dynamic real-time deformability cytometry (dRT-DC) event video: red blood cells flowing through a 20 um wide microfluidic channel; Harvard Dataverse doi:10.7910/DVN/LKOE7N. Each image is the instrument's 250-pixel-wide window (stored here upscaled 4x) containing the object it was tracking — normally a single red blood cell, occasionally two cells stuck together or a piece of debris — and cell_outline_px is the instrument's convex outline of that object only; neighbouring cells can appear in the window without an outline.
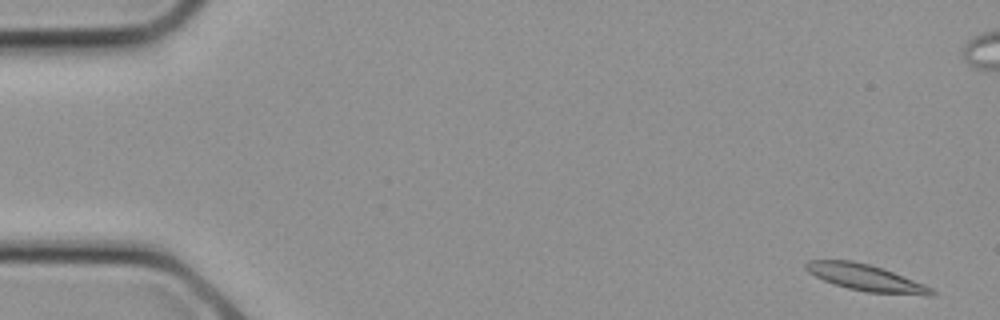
{"species": "common noctule bat (a hibernating species)", "species_latin": "Nyctalus noctula", "temperature_condition": "cold", "stored_images_in_passage": 13, "camera_frame_rate_fps": 3000, "um_per_image_px": 0.085, "animal": {"sex": "female", "body_mass_g": 21.9}, "frame": {"image": 1, "passage_image": 1, "time_ms": 0.0, "image_size_px": [1000, 320], "cell_outline_px": [[936, 296], [928, 296], [868, 292], [848, 288], [824, 280], [808, 272], [804, 268], [804, 264], [808, 260], [852, 260], [868, 264], [892, 272], [924, 284], [932, 288], [936, 292]], "centroid_in_image_um": [73.61, 23.61], "position_along_channel_um": 11.4, "area_um2": 19.25}}
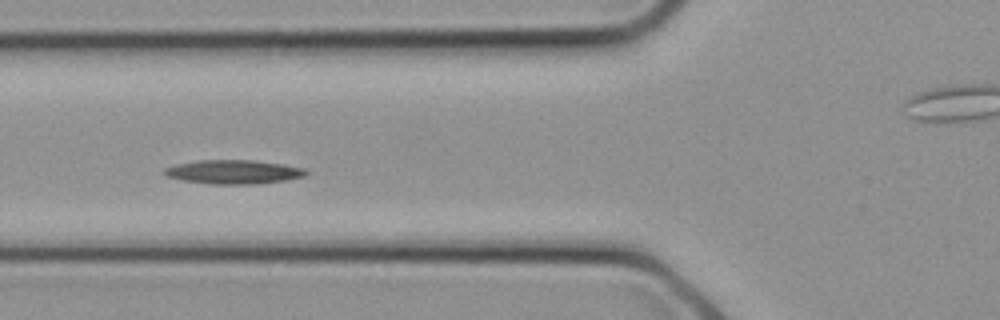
{"frame": {"image": 2, "passage_image": 10, "time_ms": 3.0, "image_size_px": [1000, 320], "cell_outline_px": [[308, 172], [304, 176], [284, 180], [256, 184], [212, 184], [184, 180], [168, 176], [164, 172], [164, 168], [176, 164], [196, 160], [256, 160], [284, 164], [304, 168]], "centroid_in_image_um": [19.87, 14.6], "position_along_channel_um": 105.9, "area_um2": 19.65}}
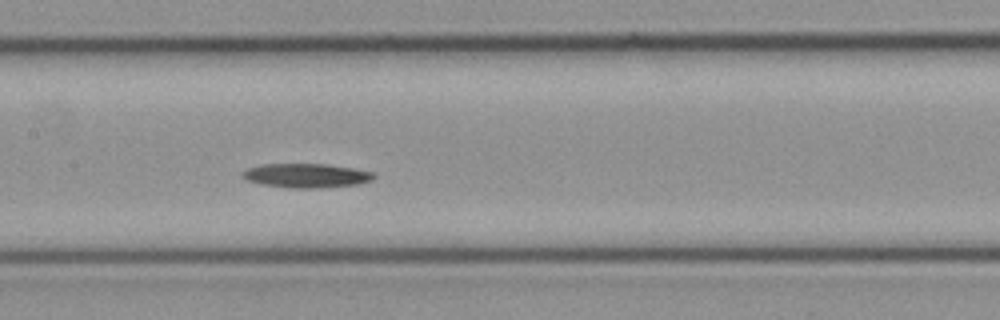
{"frame": {"image": 3, "passage_image": 13, "time_ms": 4.0, "image_size_px": [1000, 320], "cell_outline_px": [[376, 176], [372, 180], [360, 184], [320, 188], [288, 188], [260, 184], [248, 180], [240, 176], [240, 172], [248, 168], [260, 164], [328, 164], [352, 168], [372, 172]], "centroid_in_image_um": [26.01, 14.93], "position_along_channel_um": 181.4, "area_um2": 18.67}}